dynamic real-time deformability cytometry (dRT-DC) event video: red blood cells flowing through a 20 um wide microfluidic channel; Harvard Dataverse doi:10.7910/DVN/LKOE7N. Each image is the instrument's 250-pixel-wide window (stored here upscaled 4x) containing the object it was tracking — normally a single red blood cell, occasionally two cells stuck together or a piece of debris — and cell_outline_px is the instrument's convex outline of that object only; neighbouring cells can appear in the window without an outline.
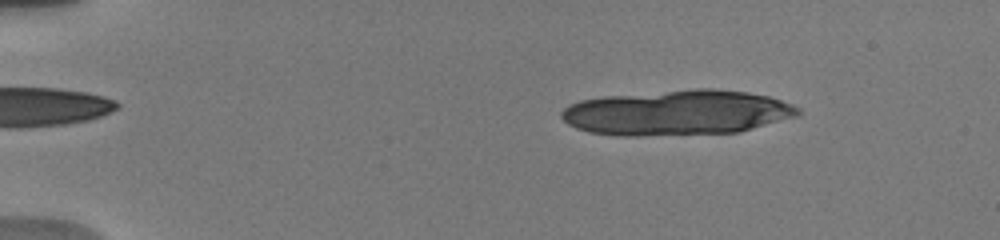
{"species": "human", "species_latin": "Homo sapiens", "temperature_condition": "warm", "stored_images_in_passage": 28, "camera_frame_rate_fps": 3000, "um_per_image_px": 0.085, "donor": {"sex": "male"}, "frame": {"image": 1, "passage_image": 9, "time_ms": 2.0, "image_size_px": [1000, 240], "cell_outline_px": [[800, 116], [740, 132], [640, 136], [616, 136], [588, 132], [576, 128], [568, 124], [560, 116], [560, 112], [568, 104], [580, 100], [604, 96], [696, 88], [712, 88], [748, 92], [768, 96], [792, 104], [800, 108]], "centroid_in_image_um": [57.56, 9.58], "position_along_channel_um": 27.4, "area_um2": 62.89}}